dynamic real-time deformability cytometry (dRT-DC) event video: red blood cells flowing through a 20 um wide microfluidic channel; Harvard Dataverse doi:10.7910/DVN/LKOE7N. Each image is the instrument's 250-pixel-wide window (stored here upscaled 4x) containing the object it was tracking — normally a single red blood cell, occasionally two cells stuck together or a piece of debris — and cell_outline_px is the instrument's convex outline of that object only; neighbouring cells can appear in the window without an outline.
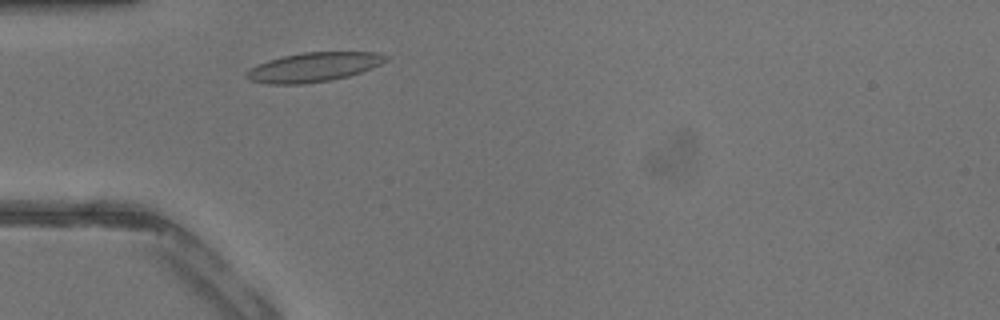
{"species": "common noctule bat (a hibernating species)", "species_latin": "Nyctalus noctula", "temperature_condition": "warm", "stored_images_in_passage": 33, "camera_frame_rate_fps": 3000, "um_per_image_px": 0.085, "animal": {"sex": "male", "body_mass_g": 13.3}, "frame": {"image": 1, "passage_image": 4, "time_ms": 1.0, "image_size_px": [1000, 320], "cell_outline_px": [[388, 60], [372, 68], [348, 76], [332, 80], [300, 84], [268, 84], [248, 80], [244, 76], [244, 72], [268, 60], [284, 56], [304, 52], [376, 52], [388, 56]], "centroid_in_image_um": [26.65, 5.71], "position_along_channel_um": 58.4, "area_um2": 23.7}}
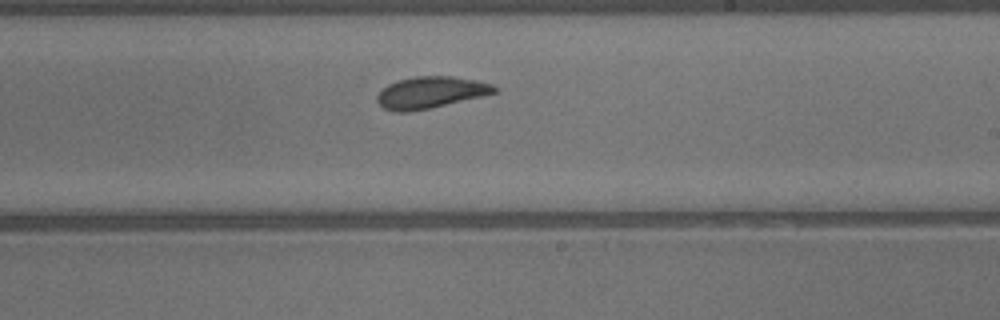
{"frame": {"image": 2, "passage_image": 16, "time_ms": 5.0, "image_size_px": [1000, 320], "cell_outline_px": [[496, 92], [484, 96], [432, 108], [408, 112], [396, 112], [384, 108], [376, 100], [376, 96], [388, 84], [400, 80], [416, 76], [452, 76], [476, 80], [492, 84], [496, 88]], "centroid_in_image_um": [36.61, 7.87], "position_along_channel_um": 252.4, "area_um2": 21.62}}
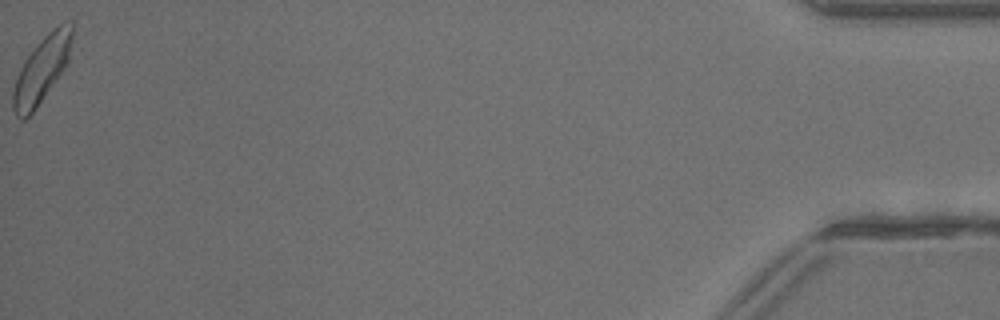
{"frame": {"image": 3, "passage_image": 33, "time_ms": 10.667, "image_size_px": [1000, 320], "cell_outline_px": [[72, 40], [68, 60], [64, 68], [36, 108], [24, 120], [20, 120], [16, 116], [12, 108], [12, 92], [20, 68], [24, 60], [44, 36], [52, 28], [60, 24], [72, 20]], "centroid_in_image_um": [3.53, 5.92], "position_along_channel_um": 431.7, "area_um2": 22.43}}